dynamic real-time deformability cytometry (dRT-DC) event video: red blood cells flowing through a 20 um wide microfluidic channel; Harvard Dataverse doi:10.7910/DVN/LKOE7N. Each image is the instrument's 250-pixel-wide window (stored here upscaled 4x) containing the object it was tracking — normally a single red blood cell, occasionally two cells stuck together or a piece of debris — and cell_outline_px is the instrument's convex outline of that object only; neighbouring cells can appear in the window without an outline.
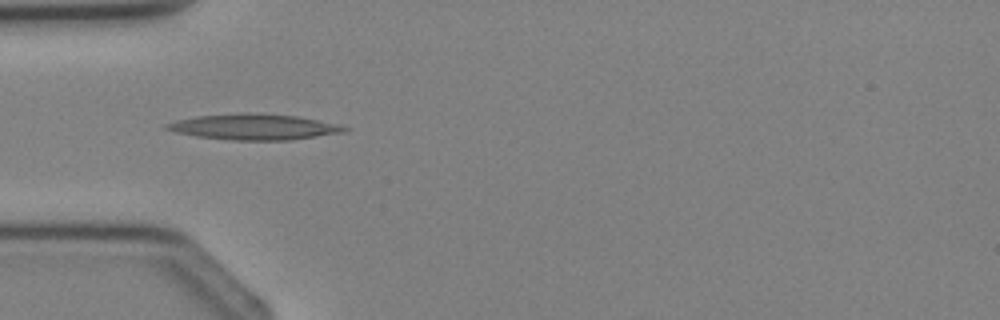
{"species": "Egyptian fruit bat (a non-hibernating species)", "species_latin": "Rousettus aegyptiacus", "temperature_condition": "cold", "stored_images_in_passage": 3, "camera_frame_rate_fps": 3000, "um_per_image_px": 0.085, "animal": {"sex": "female"}, "frame": {"image": 1, "passage_image": 3, "time_ms": 3.0, "image_size_px": [1000, 320], "cell_outline_px": [[348, 128], [344, 132], [288, 140], [232, 140], [196, 136], [176, 132], [164, 128], [164, 124], [176, 120], [196, 116], [240, 112], [248, 112], [296, 116], [336, 124]], "centroid_in_image_um": [21.51, 10.77], "position_along_channel_um": 63.5, "area_um2": 26.47}}